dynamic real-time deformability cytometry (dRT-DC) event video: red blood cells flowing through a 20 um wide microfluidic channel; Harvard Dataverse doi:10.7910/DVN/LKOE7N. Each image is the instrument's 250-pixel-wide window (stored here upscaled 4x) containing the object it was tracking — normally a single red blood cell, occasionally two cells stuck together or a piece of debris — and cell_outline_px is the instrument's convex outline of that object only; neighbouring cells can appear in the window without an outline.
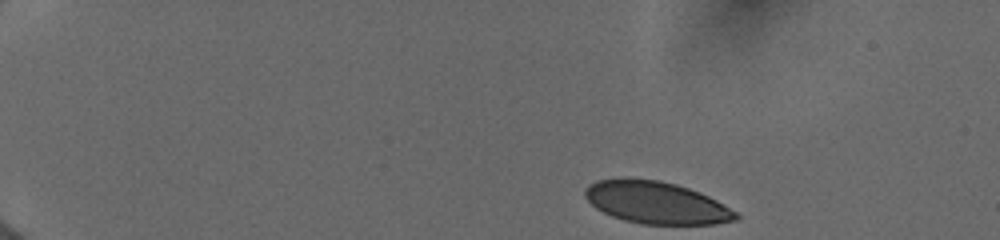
{"species": "human", "species_latin": "Homo sapiens", "temperature_condition": "cold", "stored_images_in_passage": 32, "camera_frame_rate_fps": 3000, "um_per_image_px": 0.085, "donor": {"sex": "female"}, "frame": {"image": 1, "passage_image": 1, "time_ms": 0.0, "image_size_px": [1000, 240], "cell_outline_px": [[740, 216], [736, 220], [716, 224], [640, 224], [624, 220], [612, 216], [596, 208], [584, 196], [584, 188], [588, 184], [596, 180], [616, 176], [628, 176], [660, 180], [676, 184], [700, 192], [716, 200], [736, 212]], "centroid_in_image_um": [55.72, 17.18], "position_along_channel_um": 29.3, "area_um2": 37.69}}
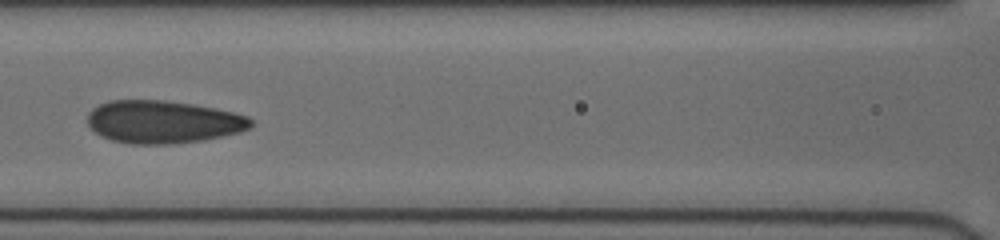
{"frame": {"image": 2, "passage_image": 21, "time_ms": 6.0, "image_size_px": [1000, 240], "cell_outline_px": [[252, 124], [248, 128], [240, 132], [224, 136], [204, 140], [176, 144], [132, 144], [112, 140], [100, 136], [88, 124], [88, 112], [92, 108], [108, 100], [164, 100], [192, 104], [216, 108], [248, 116], [252, 120]], "centroid_in_image_um": [13.86, 10.36], "position_along_channel_um": 152.7, "area_um2": 40.86}}
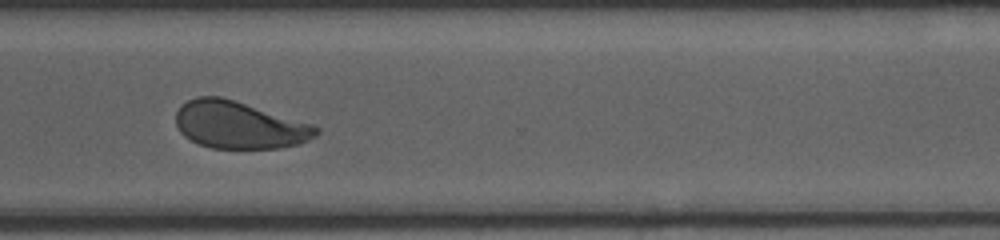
{"frame": {"image": 3, "passage_image": 31, "time_ms": 11.0, "image_size_px": [1000, 240], "cell_outline_px": [[320, 132], [316, 136], [300, 144], [280, 148], [212, 148], [200, 144], [184, 136], [180, 132], [176, 124], [176, 112], [180, 104], [196, 96], [220, 96], [312, 124], [320, 128]], "centroid_in_image_um": [20.32, 10.63], "position_along_channel_um": 350.3, "area_um2": 38.55}}